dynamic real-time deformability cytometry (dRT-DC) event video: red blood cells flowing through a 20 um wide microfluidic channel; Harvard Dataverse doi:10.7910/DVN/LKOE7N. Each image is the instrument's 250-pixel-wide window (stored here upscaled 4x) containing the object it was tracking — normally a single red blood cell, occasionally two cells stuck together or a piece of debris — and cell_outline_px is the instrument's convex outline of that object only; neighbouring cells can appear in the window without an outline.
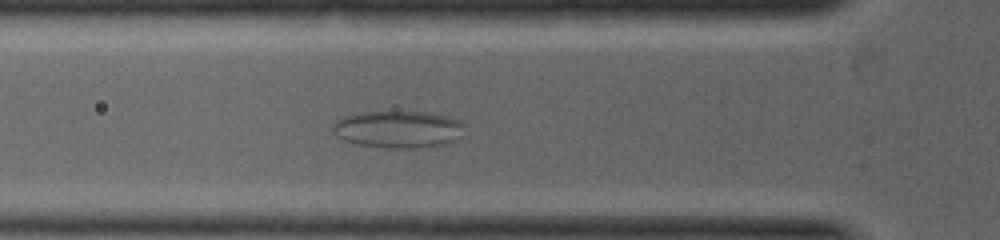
{"species": "common noctule bat (a hibernating species)", "species_latin": "Nyctalus noctula", "temperature_condition": "warm", "stored_images_in_passage": 7, "camera_frame_rate_fps": 5000, "um_per_image_px": 0.085, "animal": {"sex": "female", "body_mass_g": 19.0, "forearm_length_mm": 53.3}, "frame": {"image": 1, "passage_image": 5, "time_ms": 1.6, "image_size_px": [1000, 240], "cell_outline_px": [[468, 124], [460, 136], [456, 140], [444, 144], [416, 148], [388, 148], [360, 144], [344, 140], [336, 136], [332, 132], [332, 124], [336, 120], [344, 116], [360, 112], [428, 112], [464, 120]], "centroid_in_image_um": [33.89, 10.98], "position_along_channel_um": 91.9, "area_um2": 28.84}}